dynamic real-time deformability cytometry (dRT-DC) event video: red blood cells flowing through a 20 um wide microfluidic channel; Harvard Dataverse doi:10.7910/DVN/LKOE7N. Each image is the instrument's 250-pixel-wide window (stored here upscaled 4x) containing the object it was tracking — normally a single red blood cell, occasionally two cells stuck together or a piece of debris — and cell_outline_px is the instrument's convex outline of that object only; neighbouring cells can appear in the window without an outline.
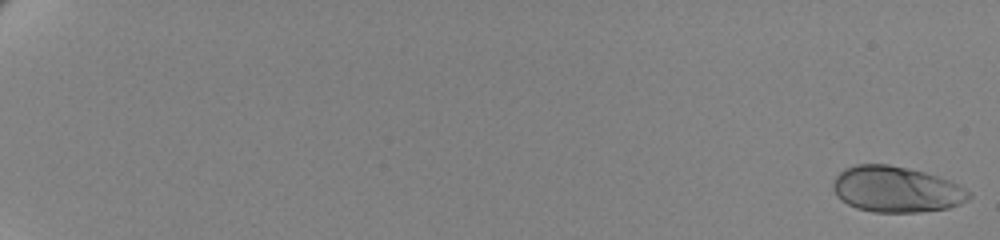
{"species": "human", "species_latin": "Homo sapiens", "temperature_condition": "cold", "stored_images_in_passage": 62, "camera_frame_rate_fps": 3000, "um_per_image_px": 0.085, "donor": {"sex": "female"}, "frame": {"image": 1, "passage_image": 1, "time_ms": 0.0, "image_size_px": [1000, 240], "cell_outline_px": [[972, 196], [968, 200], [960, 204], [948, 208], [920, 212], [872, 212], [856, 208], [840, 200], [836, 196], [832, 188], [832, 184], [836, 176], [844, 168], [856, 164], [888, 164], [908, 168], [924, 172], [960, 184], [972, 192]], "centroid_in_image_um": [76.19, 16.1], "position_along_channel_um": 8.8, "area_um2": 36.7}}
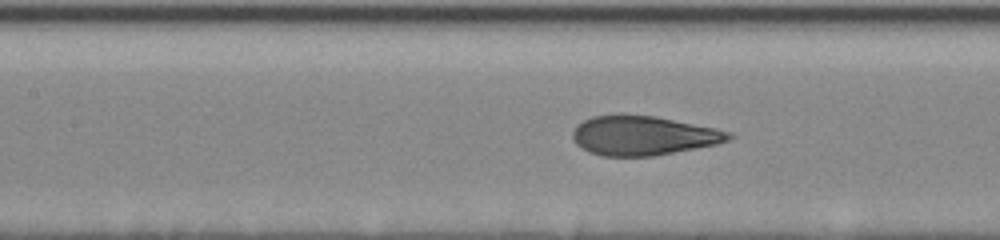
{"frame": {"image": 2, "passage_image": 33, "time_ms": 10.667, "image_size_px": [1000, 240], "cell_outline_px": [[736, 136], [728, 140], [716, 144], [696, 148], [652, 156], [604, 156], [588, 152], [576, 144], [572, 140], [572, 132], [576, 124], [592, 116], [616, 112], [620, 112], [656, 116], [732, 132]], "centroid_in_image_um": [54.61, 11.49], "position_along_channel_um": 152.8, "area_um2": 36.36}}
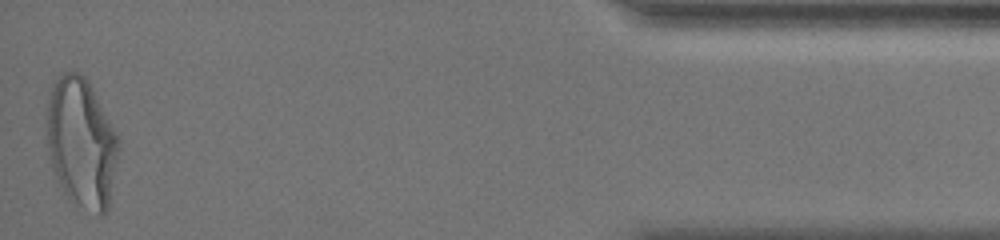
{"frame": {"image": 3, "passage_image": 62, "time_ms": 20.333, "image_size_px": [1000, 240], "cell_outline_px": [[120, 144], [108, 208], [104, 216], [100, 216], [72, 204], [64, 192], [52, 168], [48, 144], [48, 100], [52, 84], [60, 72], [80, 72], [88, 80], [120, 136]], "centroid_in_image_um": [6.95, 12.14], "position_along_channel_um": 428.2, "area_um2": 54.74}, "authors_computed_cell_mechanics": {"area_um2": 36.0672, "velocity_mm_per_s": 3.4475, "shape_relaxation_time_tau1_ms": 4.7021, "shape_relaxation_time_tau2_ms": null, "deformation_change_tau1": 0.1921, "deformation_change_tau2": null}}